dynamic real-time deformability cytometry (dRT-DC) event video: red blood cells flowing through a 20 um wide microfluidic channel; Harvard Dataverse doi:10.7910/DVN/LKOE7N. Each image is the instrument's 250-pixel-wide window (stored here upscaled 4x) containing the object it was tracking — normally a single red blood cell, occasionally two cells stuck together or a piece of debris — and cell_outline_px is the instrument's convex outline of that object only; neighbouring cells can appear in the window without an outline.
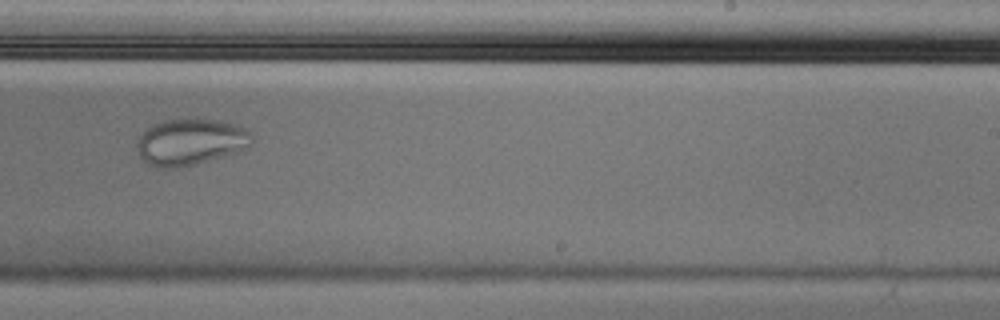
{"species": "Egyptian fruit bat (a non-hibernating species)", "species_latin": "Rousettus aegyptiacus", "temperature_condition": "cold", "stored_images_in_passage": 35, "camera_frame_rate_fps": 3000, "um_per_image_px": 0.085, "animal": {"sex": "male"}, "frame": {"image": 1, "passage_image": 20, "time_ms": 6.333, "image_size_px": [1000, 320], "cell_outline_px": [[252, 140], [248, 144], [232, 152], [208, 160], [176, 168], [156, 168], [148, 164], [140, 156], [136, 148], [136, 140], [144, 128], [152, 124], [164, 120], [196, 116], [220, 120], [236, 124], [244, 128], [252, 136]], "centroid_in_image_um": [16.08, 12.0], "position_along_channel_um": 272.9, "area_um2": 31.33}}